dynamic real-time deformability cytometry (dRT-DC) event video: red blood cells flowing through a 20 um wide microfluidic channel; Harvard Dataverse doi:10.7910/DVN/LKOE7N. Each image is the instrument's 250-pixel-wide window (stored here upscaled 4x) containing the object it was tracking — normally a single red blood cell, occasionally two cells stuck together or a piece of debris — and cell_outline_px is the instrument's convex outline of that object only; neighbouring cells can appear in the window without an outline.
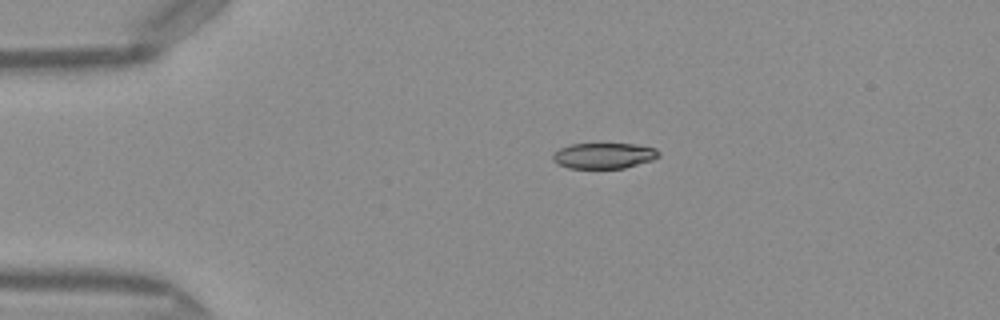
{"species": "Egyptian fruit bat (a non-hibernating species)", "species_latin": "Rousettus aegyptiacus", "temperature_condition": "warm", "stored_images_in_passage": 40, "camera_frame_rate_fps": 3000, "um_per_image_px": 0.085, "frame": {"image": 1, "passage_image": 1, "time_ms": 0.0, "image_size_px": [1000, 320], "cell_outline_px": [[660, 156], [652, 160], [624, 168], [568, 168], [556, 164], [552, 160], [552, 156], [560, 148], [572, 144], [636, 144], [656, 148], [660, 152]], "centroid_in_image_um": [51.34, 13.23], "position_along_channel_um": 33.7, "area_um2": 15.9}}
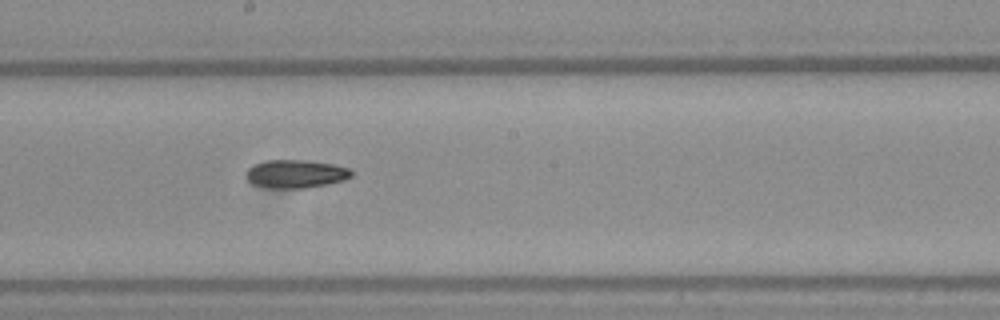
{"frame": {"image": 2, "passage_image": 18, "time_ms": 5.667, "image_size_px": [1000, 320], "cell_outline_px": [[352, 176], [344, 180], [304, 188], [264, 188], [252, 184], [248, 180], [248, 168], [256, 164], [268, 160], [304, 160], [332, 164], [352, 168]], "centroid_in_image_um": [25.15, 14.78], "position_along_channel_um": 223.0, "area_um2": 17.17}}
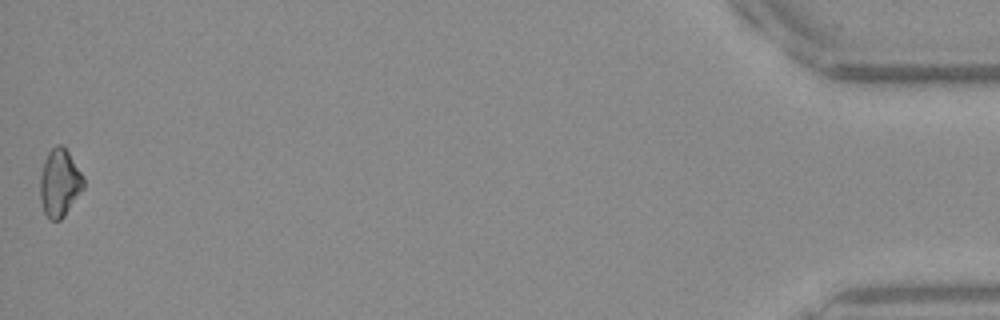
{"frame": {"image": 3, "passage_image": 40, "time_ms": 13.0, "image_size_px": [1000, 320], "cell_outline_px": [[84, 188], [64, 216], [60, 220], [52, 220], [44, 212], [40, 200], [40, 176], [44, 160], [48, 152], [56, 144], [60, 144], [68, 152], [84, 176]], "centroid_in_image_um": [5.07, 15.54], "position_along_channel_um": 430.1, "area_um2": 17.05}}